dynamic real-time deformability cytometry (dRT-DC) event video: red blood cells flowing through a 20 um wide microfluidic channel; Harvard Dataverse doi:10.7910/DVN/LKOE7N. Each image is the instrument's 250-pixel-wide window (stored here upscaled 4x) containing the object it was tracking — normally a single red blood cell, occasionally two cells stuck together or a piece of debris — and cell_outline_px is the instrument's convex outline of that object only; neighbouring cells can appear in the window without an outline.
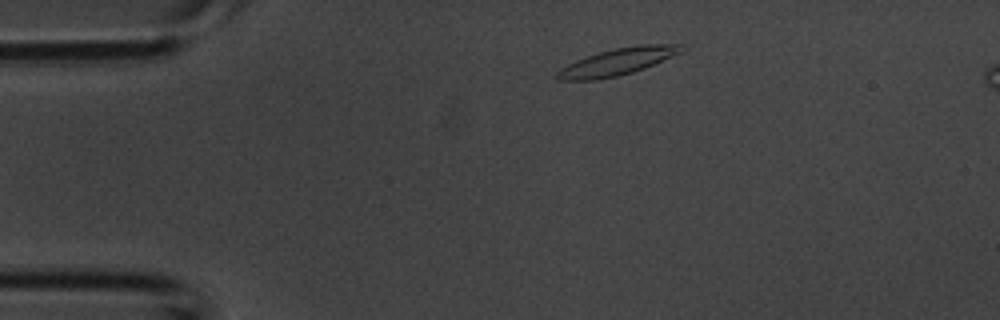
{"species": "common noctule bat (a hibernating species)", "species_latin": "Nyctalus noctula", "temperature_condition": "room temperature", "stored_images_in_passage": 3, "camera_frame_rate_fps": 3000, "um_per_image_px": 0.085, "animal": {"sex": "male", "body_mass_g": 20.1, "forearm_length_mm": 53.5}, "frame": {"image": 1, "passage_image": 1, "time_ms": 0.0, "image_size_px": [1000, 320], "cell_outline_px": [[688, 48], [684, 52], [644, 68], [620, 76], [596, 80], [556, 80], [556, 72], [560, 68], [576, 60], [600, 52], [616, 48], [640, 44], [684, 44]], "centroid_in_image_um": [52.55, 5.24], "position_along_channel_um": 32.4, "area_um2": 19.71}}